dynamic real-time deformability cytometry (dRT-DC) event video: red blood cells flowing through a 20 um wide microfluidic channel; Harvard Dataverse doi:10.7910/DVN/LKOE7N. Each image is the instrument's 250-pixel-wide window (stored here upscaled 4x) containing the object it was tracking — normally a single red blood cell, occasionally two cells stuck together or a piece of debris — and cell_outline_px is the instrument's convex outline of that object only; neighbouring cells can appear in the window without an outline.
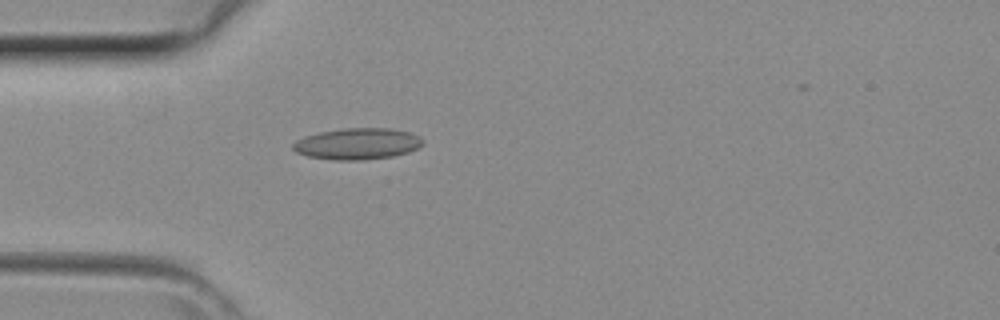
{"species": "common noctule bat (a hibernating species)", "species_latin": "Nyctalus noctula", "temperature_condition": "room temperature", "stored_images_in_passage": 9, "camera_frame_rate_fps": 3000, "um_per_image_px": 0.085, "animal": {"sex": "female", "body_mass_g": 29.2, "forearm_length_mm": 56.3}, "frame": {"image": 1, "passage_image": 3, "time_ms": 0.667, "image_size_px": [1000, 320], "cell_outline_px": [[424, 144], [408, 152], [392, 156], [364, 160], [336, 160], [308, 156], [296, 152], [292, 148], [292, 144], [296, 140], [304, 136], [320, 132], [344, 128], [392, 128], [408, 132], [420, 136], [424, 140]], "centroid_in_image_um": [30.38, 12.21], "position_along_channel_um": 54.6, "area_um2": 23.76}}
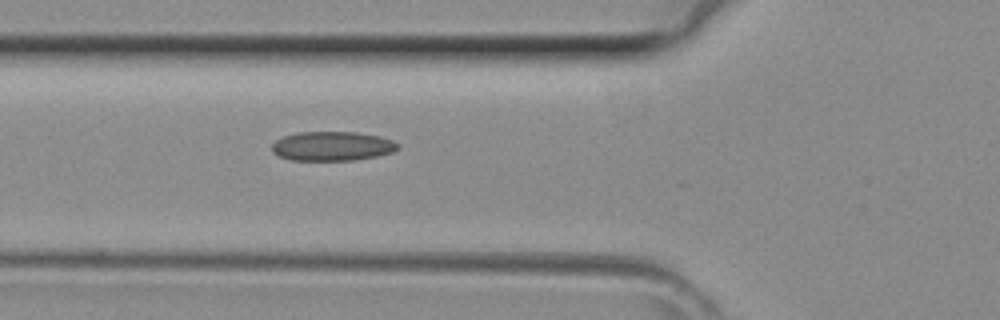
{"frame": {"image": 2, "passage_image": 6, "time_ms": 1.667, "image_size_px": [1000, 320], "cell_outline_px": [[400, 148], [392, 152], [376, 156], [352, 160], [292, 160], [280, 156], [272, 152], [272, 144], [276, 140], [284, 136], [296, 132], [356, 132], [380, 136], [392, 140], [400, 144]], "centroid_in_image_um": [28.25, 12.41], "position_along_channel_um": 97.5, "area_um2": 21.5}}
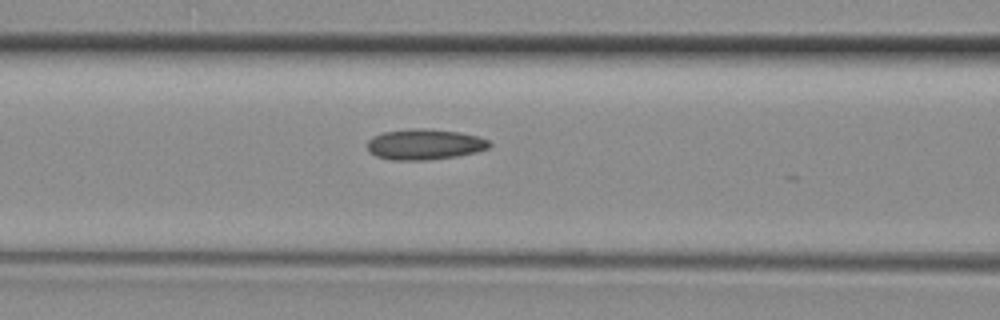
{"frame": {"image": 3, "passage_image": 8, "time_ms": 2.333, "image_size_px": [1000, 320], "cell_outline_px": [[492, 144], [488, 148], [476, 152], [456, 156], [428, 160], [392, 160], [376, 156], [368, 152], [368, 140], [372, 136], [384, 132], [412, 128], [424, 128], [460, 132], [476, 136], [488, 140]], "centroid_in_image_um": [36.07, 12.27], "position_along_channel_um": 130.5, "area_um2": 21.85}}